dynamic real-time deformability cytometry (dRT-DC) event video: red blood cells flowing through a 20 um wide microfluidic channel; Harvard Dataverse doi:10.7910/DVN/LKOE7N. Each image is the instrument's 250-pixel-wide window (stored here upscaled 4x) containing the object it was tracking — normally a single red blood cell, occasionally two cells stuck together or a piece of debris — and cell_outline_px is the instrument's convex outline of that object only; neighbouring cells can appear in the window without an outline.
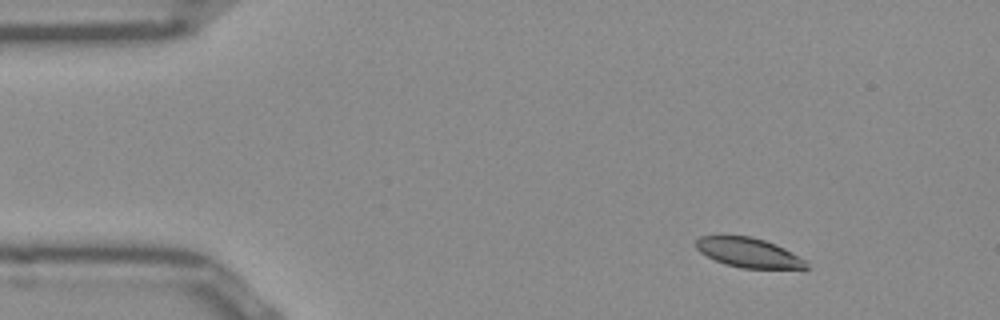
{"species": "Egyptian fruit bat (a non-hibernating species)", "species_latin": "Rousettus aegyptiacus", "temperature_condition": "room temperature", "stored_images_in_passage": 47, "camera_frame_rate_fps": 3000, "um_per_image_px": 0.085, "frame": {"image": 1, "passage_image": 1, "time_ms": 0.0, "image_size_px": [1000, 320], "cell_outline_px": [[812, 268], [740, 268], [724, 264], [700, 252], [696, 248], [696, 240], [700, 236], [752, 236], [776, 244], [808, 260]], "centroid_in_image_um": [63.69, 21.48], "position_along_channel_um": 21.3, "area_um2": 19.07}}
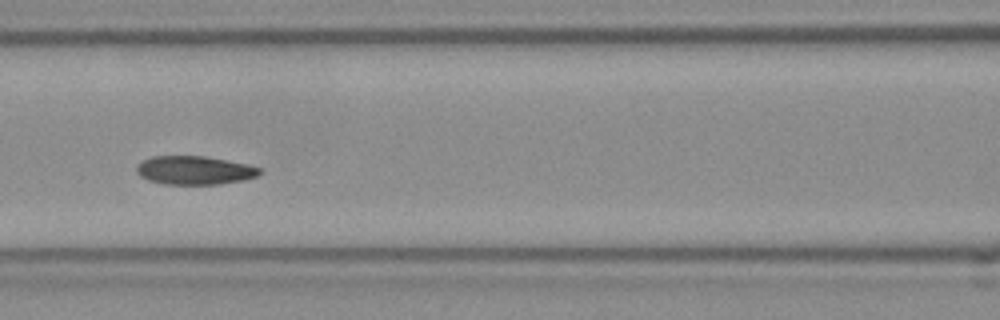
{"frame": {"image": 2, "passage_image": 17, "time_ms": 5.333, "image_size_px": [1000, 320], "cell_outline_px": [[264, 172], [256, 176], [244, 180], [220, 184], [164, 184], [148, 180], [140, 176], [136, 172], [136, 164], [152, 156], [204, 156], [248, 164], [260, 168]], "centroid_in_image_um": [16.53, 14.47], "position_along_channel_um": 150.1, "area_um2": 20.58}}
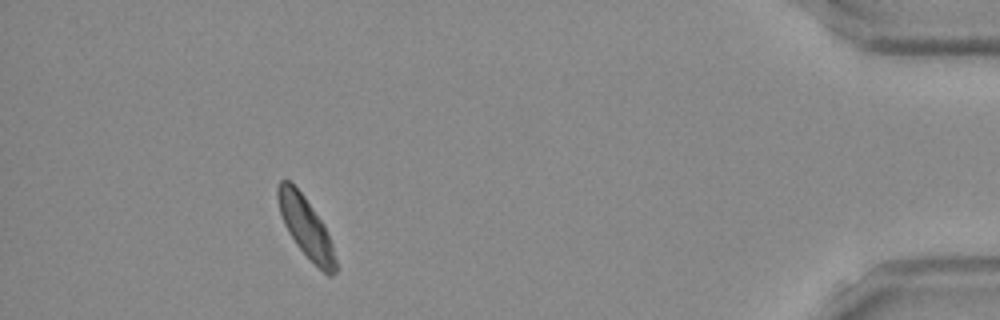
{"frame": {"image": 3, "passage_image": 42, "time_ms": 13.667, "image_size_px": [1000, 320], "cell_outline_px": [[336, 272], [332, 276], [328, 276], [296, 244], [288, 232], [284, 224], [280, 212], [276, 196], [276, 188], [280, 180], [288, 180], [304, 196], [324, 224], [328, 232], [332, 244], [336, 260]], "centroid_in_image_um": [25.99, 19.29], "position_along_channel_um": 409.2, "area_um2": 20.0}, "authors_computed_cell_mechanics": {"area_um2": 20.6346, "velocity_mm_per_s": 3.8428, "shape_relaxation_time_tau1_ms": 1.9318, "shape_relaxation_time_tau2_ms": 1.1917, "deformation_change_tau1": 0.1165, "deformation_change_tau2": 0.0615}}